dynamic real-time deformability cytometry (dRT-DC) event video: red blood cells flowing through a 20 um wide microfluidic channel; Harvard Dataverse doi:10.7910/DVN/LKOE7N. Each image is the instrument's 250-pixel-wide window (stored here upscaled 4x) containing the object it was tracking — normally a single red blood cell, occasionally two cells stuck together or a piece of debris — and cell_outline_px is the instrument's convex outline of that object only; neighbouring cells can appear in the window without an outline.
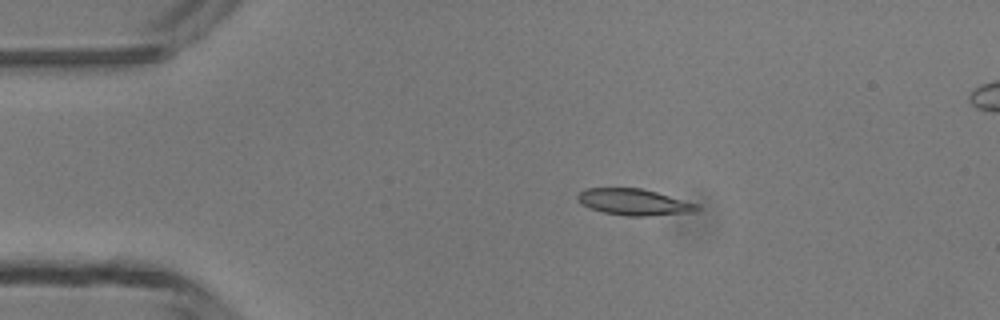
{"species": "common noctule bat (a hibernating species)", "species_latin": "Nyctalus noctula", "temperature_condition": "room temperature", "stored_images_in_passage": 3, "camera_frame_rate_fps": 3000, "um_per_image_px": 0.085, "animal": {"sex": "male", "body_mass_g": 13.3}, "frame": {"image": 1, "passage_image": 1, "time_ms": 0.0, "image_size_px": [1000, 320], "cell_outline_px": [[700, 208], [696, 212], [648, 216], [628, 216], [604, 212], [588, 208], [580, 204], [576, 196], [580, 192], [588, 188], [640, 188], [656, 192], [696, 204]], "centroid_in_image_um": [53.85, 17.18], "position_along_channel_um": 31.1, "area_um2": 18.21}}